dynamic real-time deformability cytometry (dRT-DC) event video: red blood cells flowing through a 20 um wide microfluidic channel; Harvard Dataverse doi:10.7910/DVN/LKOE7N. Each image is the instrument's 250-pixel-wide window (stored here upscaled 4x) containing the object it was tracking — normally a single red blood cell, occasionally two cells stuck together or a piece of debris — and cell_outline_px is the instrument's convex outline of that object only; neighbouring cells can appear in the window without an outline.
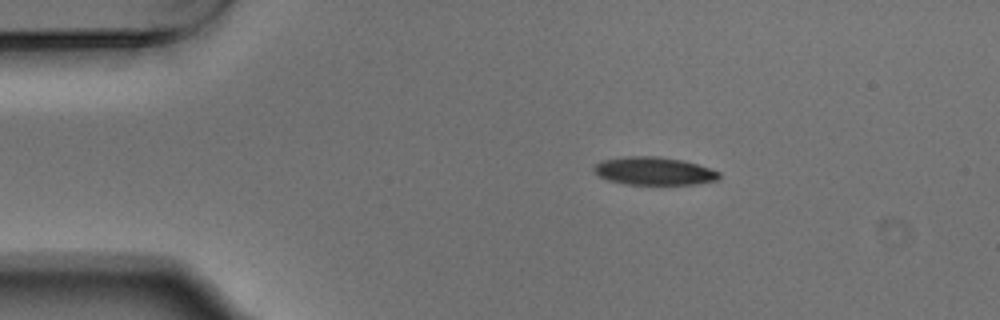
{"species": "Egyptian fruit bat (a non-hibernating species)", "species_latin": "Rousettus aegyptiacus", "temperature_condition": "warm", "stored_images_in_passage": 45, "camera_frame_rate_fps": 3000, "um_per_image_px": 0.085, "animal": {"sex": "male"}, "frame": {"image": 1, "passage_image": 1, "time_ms": 0.0, "image_size_px": [1000, 320], "cell_outline_px": [[720, 176], [716, 180], [696, 184], [624, 184], [608, 180], [600, 176], [592, 168], [600, 160], [624, 156], [660, 156], [680, 160], [696, 164], [720, 172]], "centroid_in_image_um": [55.55, 14.53], "position_along_channel_um": 29.5, "area_um2": 20.29}}
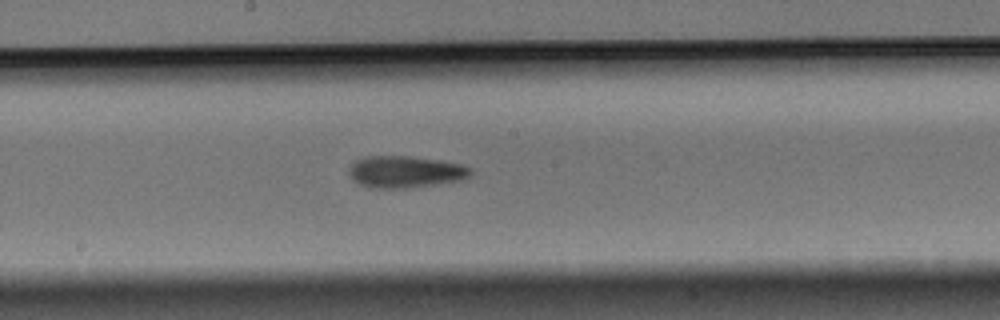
{"frame": {"image": 2, "passage_image": 20, "time_ms": 6.333, "image_size_px": [1000, 320], "cell_outline_px": [[472, 176], [460, 180], [408, 188], [376, 188], [360, 184], [352, 180], [352, 164], [356, 160], [364, 156], [412, 156], [440, 160], [460, 164], [472, 168]], "centroid_in_image_um": [34.51, 14.59], "position_along_channel_um": 213.7, "area_um2": 22.37}}
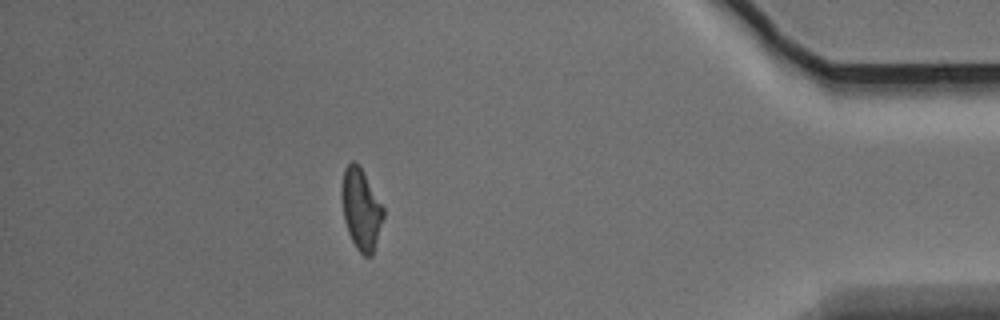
{"frame": {"image": 3, "passage_image": 39, "time_ms": 12.667, "image_size_px": [1000, 320], "cell_outline_px": [[384, 216], [372, 256], [364, 256], [356, 248], [348, 232], [344, 220], [340, 196], [340, 188], [344, 168], [352, 160], [360, 168], [384, 208]], "centroid_in_image_um": [30.66, 17.79], "position_along_channel_um": 404.5, "area_um2": 19.54}, "authors_computed_cell_mechanics": {"area_um2": 21.2126, "velocity_mm_per_s": 3.7324, "shape_relaxation_time_tau1_ms": 5.3053, "shape_relaxation_time_tau2_ms": 4.9296, "deformation_change_tau1": 0.1687, "deformation_change_tau2": 0.1516}}